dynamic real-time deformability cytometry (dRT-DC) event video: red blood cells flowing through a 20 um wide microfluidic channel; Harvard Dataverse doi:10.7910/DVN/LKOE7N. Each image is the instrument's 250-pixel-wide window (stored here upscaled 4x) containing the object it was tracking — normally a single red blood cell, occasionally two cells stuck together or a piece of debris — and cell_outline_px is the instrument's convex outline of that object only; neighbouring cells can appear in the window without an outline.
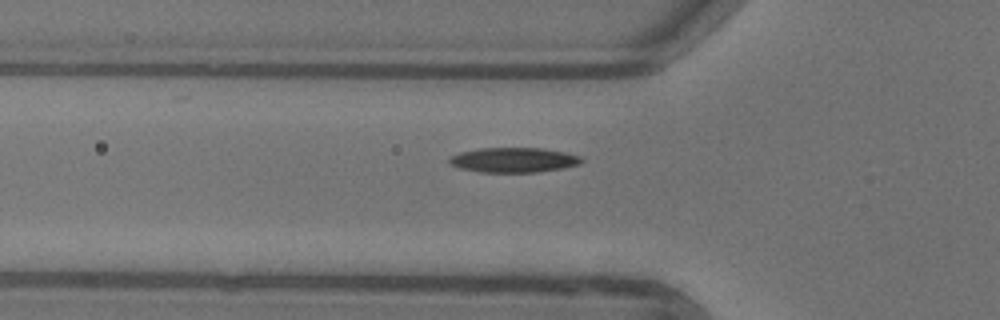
{"species": "common noctule bat (a hibernating species)", "species_latin": "Nyctalus noctula", "temperature_condition": "warm", "stored_images_in_passage": 10, "camera_frame_rate_fps": 3000, "um_per_image_px": 0.085, "animal": {"sex": "female"}, "frame": {"image": 1, "passage_image": 2, "time_ms": 0.333, "image_size_px": [1000, 320], "cell_outline_px": [[584, 160], [580, 164], [564, 168], [536, 172], [476, 172], [460, 168], [448, 164], [448, 156], [460, 152], [480, 148], [544, 148], [564, 152], [580, 156]], "centroid_in_image_um": [43.62, 13.6], "position_along_channel_um": 82.2, "area_um2": 19.36}}
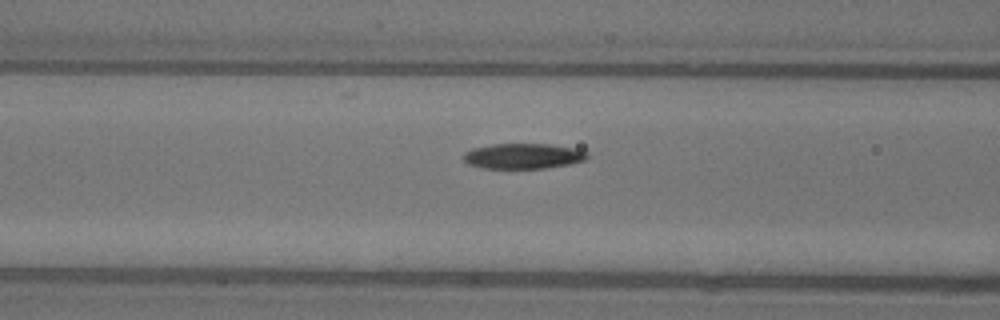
{"frame": {"image": 2, "passage_image": 5, "time_ms": 1.333, "image_size_px": [1000, 320], "cell_outline_px": [[588, 160], [572, 164], [548, 168], [480, 168], [468, 164], [464, 160], [464, 152], [472, 148], [492, 144], [552, 144], [572, 148], [588, 152]], "centroid_in_image_um": [44.49, 13.27], "position_along_channel_um": 122.1, "area_um2": 18.5}}